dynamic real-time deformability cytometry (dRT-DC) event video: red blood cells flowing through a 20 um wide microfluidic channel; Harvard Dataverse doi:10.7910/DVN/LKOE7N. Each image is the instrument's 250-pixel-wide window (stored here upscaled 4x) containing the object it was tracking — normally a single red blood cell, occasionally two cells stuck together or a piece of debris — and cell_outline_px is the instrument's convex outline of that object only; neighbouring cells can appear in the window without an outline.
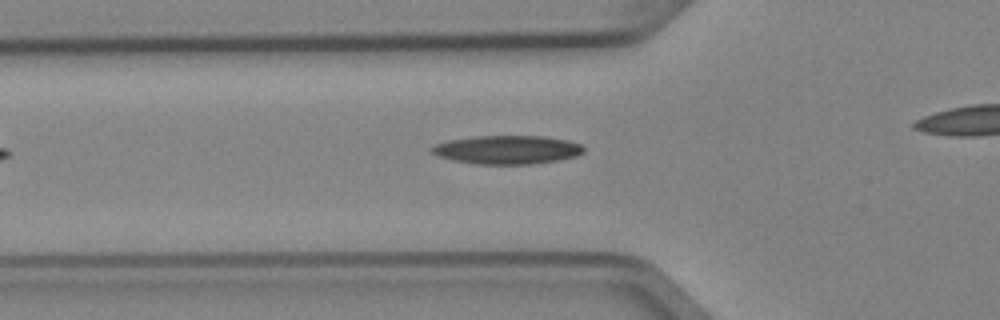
{"species": "Egyptian fruit bat (a non-hibernating species)", "species_latin": "Rousettus aegyptiacus", "temperature_condition": "cold", "stored_images_in_passage": 3, "segment_of_instrument_passage": [1, 2], "camera_frame_rate_fps": 3000, "um_per_image_px": 0.085, "animal": {"sex": "female"}, "frame": {"image": 1, "passage_image": 2, "time_ms": 0.333, "image_size_px": [1000, 320], "cell_outline_px": [[584, 152], [576, 156], [556, 160], [532, 164], [476, 164], [452, 160], [436, 156], [428, 148], [436, 144], [448, 140], [472, 136], [544, 136], [568, 140], [580, 144], [584, 148]], "centroid_in_image_um": [43.07, 12.72], "position_along_channel_um": 82.7, "area_um2": 25.43}}